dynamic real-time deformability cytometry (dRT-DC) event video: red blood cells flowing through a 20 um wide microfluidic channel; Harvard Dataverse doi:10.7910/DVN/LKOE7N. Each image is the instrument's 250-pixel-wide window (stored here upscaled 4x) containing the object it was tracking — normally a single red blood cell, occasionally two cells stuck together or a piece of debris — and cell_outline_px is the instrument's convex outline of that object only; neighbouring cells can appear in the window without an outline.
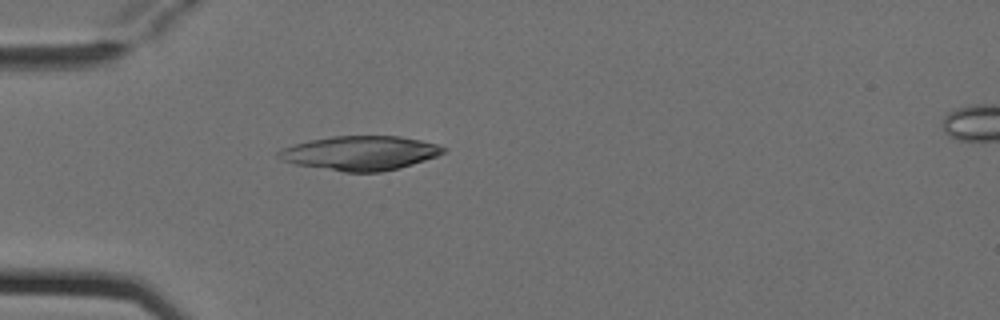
{"species": "Egyptian fruit bat (a non-hibernating species)", "species_latin": "Rousettus aegyptiacus", "temperature_condition": "cold", "stored_images_in_passage": 6, "camera_frame_rate_fps": 3000, "um_per_image_px": 0.085, "animal": {"sex": "female"}, "frame": {"image": 1, "passage_image": 5, "time_ms": 1.333, "image_size_px": [1000, 320], "cell_outline_px": [[448, 148], [444, 152], [436, 156], [400, 168], [380, 172], [344, 172], [296, 164], [280, 160], [276, 156], [276, 152], [284, 148], [308, 140], [332, 136], [400, 136], [420, 140], [436, 144]], "centroid_in_image_um": [30.61, 13.01], "position_along_channel_um": 54.4, "area_um2": 32.83}}